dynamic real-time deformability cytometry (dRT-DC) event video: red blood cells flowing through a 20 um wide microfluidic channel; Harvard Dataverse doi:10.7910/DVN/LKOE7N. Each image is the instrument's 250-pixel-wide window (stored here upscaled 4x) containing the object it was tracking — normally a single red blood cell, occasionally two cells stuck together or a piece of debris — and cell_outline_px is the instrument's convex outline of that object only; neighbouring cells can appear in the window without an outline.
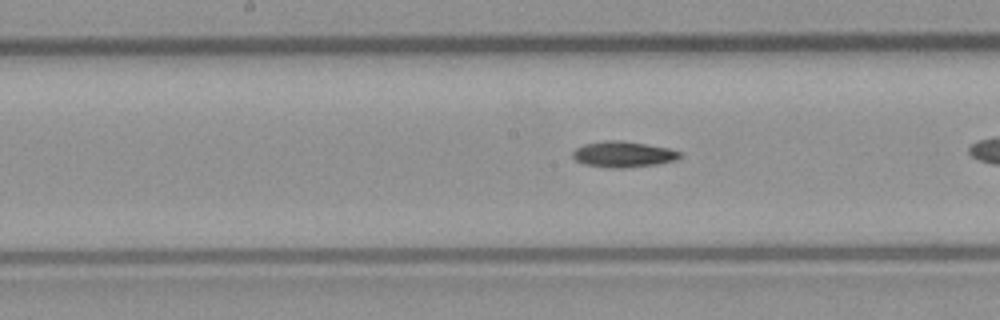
{"species": "common noctule bat (a hibernating species)", "species_latin": "Nyctalus noctula", "temperature_condition": "room temperature", "stored_images_in_passage": 18, "camera_frame_rate_fps": 3000, "um_per_image_px": 0.085, "animal": {"sex": "male", "body_mass_g": 23.1, "forearm_length_mm": 52.7}, "frame": {"image": 1, "passage_image": 13, "time_ms": 4.0, "image_size_px": [1000, 320], "cell_outline_px": [[680, 156], [676, 160], [656, 164], [624, 168], [608, 168], [584, 164], [576, 160], [572, 156], [572, 152], [576, 148], [584, 144], [604, 140], [616, 140], [644, 144], [668, 148], [680, 152]], "centroid_in_image_um": [52.93, 13.12], "position_along_channel_um": 195.3, "area_um2": 16.01}}